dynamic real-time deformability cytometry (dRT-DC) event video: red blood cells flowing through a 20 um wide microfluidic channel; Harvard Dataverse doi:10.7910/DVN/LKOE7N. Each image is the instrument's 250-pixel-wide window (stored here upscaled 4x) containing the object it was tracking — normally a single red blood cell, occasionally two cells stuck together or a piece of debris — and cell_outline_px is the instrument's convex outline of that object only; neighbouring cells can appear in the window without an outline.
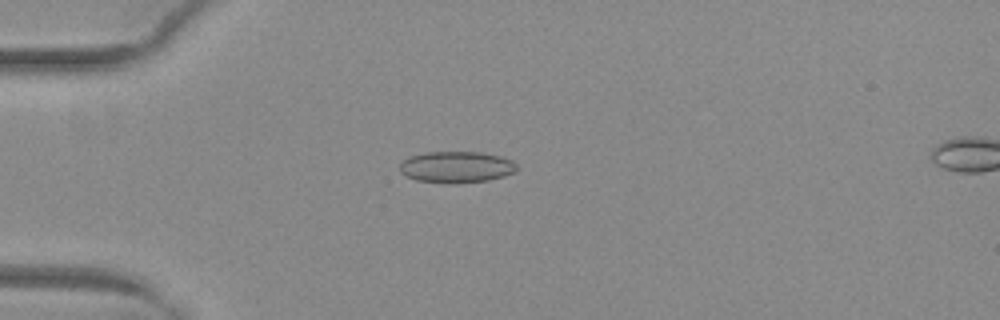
{"species": "common noctule bat (a hibernating species)", "species_latin": "Nyctalus noctula", "temperature_condition": "warm", "stored_images_in_passage": 51, "camera_frame_rate_fps": 3000, "um_per_image_px": 0.085, "animal": {"sex": "female", "body_mass_g": 29.2, "forearm_length_mm": 56.3}, "frame": {"image": 1, "passage_image": 14, "time_ms": 4.333, "image_size_px": [1000, 320], "cell_outline_px": [[516, 172], [504, 176], [488, 180], [416, 180], [400, 172], [400, 164], [408, 156], [428, 152], [480, 152], [500, 156], [512, 160], [516, 164]], "centroid_in_image_um": [38.82, 14.14], "position_along_channel_um": 46.2, "area_um2": 20.4}}
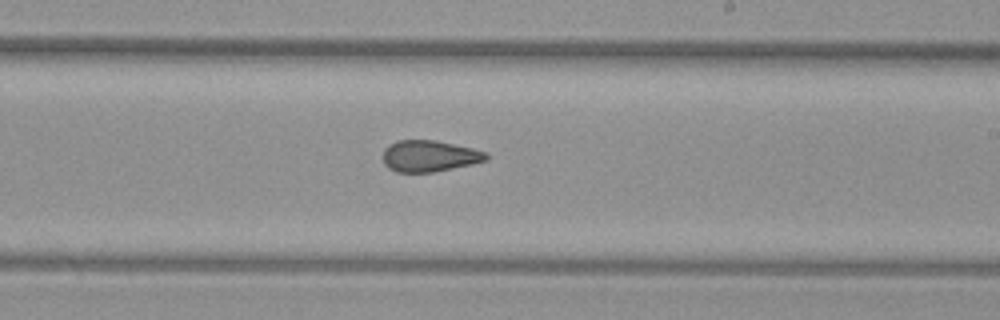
{"frame": {"image": 2, "passage_image": 31, "time_ms": 10.0, "image_size_px": [1000, 320], "cell_outline_px": [[488, 160], [472, 164], [432, 172], [396, 172], [388, 168], [384, 164], [384, 148], [388, 144], [396, 140], [436, 140], [472, 148], [488, 152]], "centroid_in_image_um": [36.49, 13.25], "position_along_channel_um": 252.5, "area_um2": 18.96}}
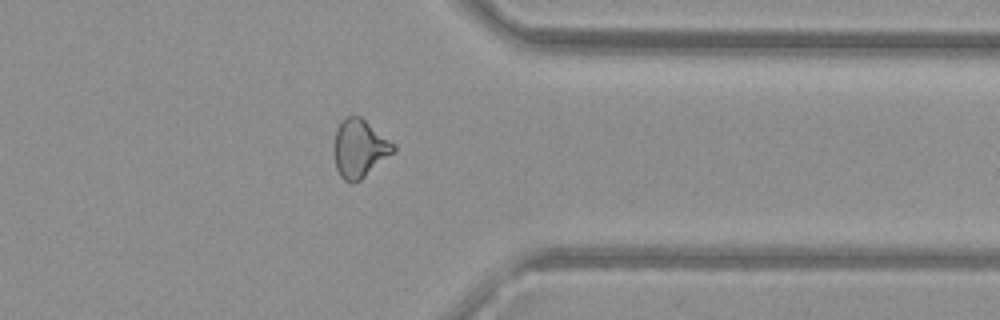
{"frame": {"image": 3, "passage_image": 41, "time_ms": 13.333, "image_size_px": [1000, 320], "cell_outline_px": [[396, 152], [360, 180], [352, 184], [344, 180], [340, 176], [336, 168], [332, 148], [336, 128], [348, 116], [360, 116], [396, 144]], "centroid_in_image_um": [30.57, 12.64], "position_along_channel_um": 380.8, "area_um2": 20.46}, "authors_computed_cell_mechanics": {"area_um2": 20.1144, "velocity_mm_per_s": 4.046, "shape_relaxation_time_tau1_ms": null, "shape_relaxation_time_tau2_ms": 1.5891, "deformation_change_tau1": null, "deformation_change_tau2": 0.0854}}